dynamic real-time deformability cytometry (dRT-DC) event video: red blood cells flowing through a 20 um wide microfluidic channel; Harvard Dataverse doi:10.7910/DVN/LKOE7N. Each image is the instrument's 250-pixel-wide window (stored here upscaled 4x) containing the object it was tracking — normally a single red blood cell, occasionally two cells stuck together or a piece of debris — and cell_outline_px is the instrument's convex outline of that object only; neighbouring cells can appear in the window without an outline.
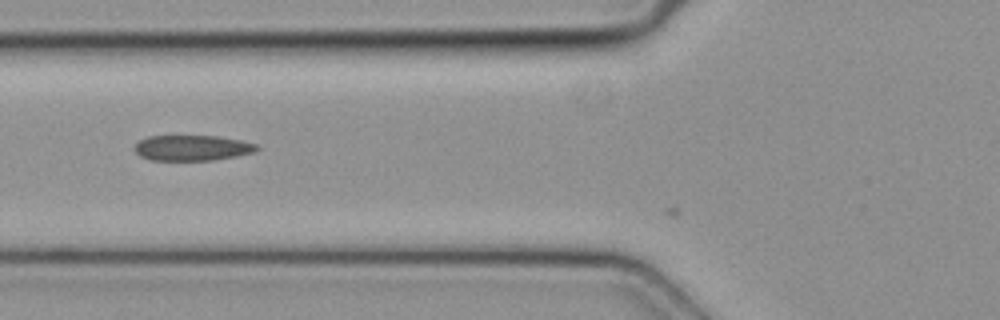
{"species": "common noctule bat (a hibernating species)", "species_latin": "Nyctalus noctula", "temperature_condition": "cold", "stored_images_in_passage": 10, "camera_frame_rate_fps": 3000, "um_per_image_px": 0.085, "animal": {"sex": "female", "body_mass_g": 19.3, "forearm_length_mm": 54.1}, "frame": {"image": 1, "passage_image": 8, "time_ms": 2.333, "image_size_px": [1000, 320], "cell_outline_px": [[260, 148], [256, 152], [236, 156], [212, 160], [152, 160], [140, 156], [136, 152], [136, 144], [140, 140], [148, 136], [216, 136], [240, 140], [256, 144]], "centroid_in_image_um": [16.37, 12.57], "position_along_channel_um": 109.4, "area_um2": 18.03}}